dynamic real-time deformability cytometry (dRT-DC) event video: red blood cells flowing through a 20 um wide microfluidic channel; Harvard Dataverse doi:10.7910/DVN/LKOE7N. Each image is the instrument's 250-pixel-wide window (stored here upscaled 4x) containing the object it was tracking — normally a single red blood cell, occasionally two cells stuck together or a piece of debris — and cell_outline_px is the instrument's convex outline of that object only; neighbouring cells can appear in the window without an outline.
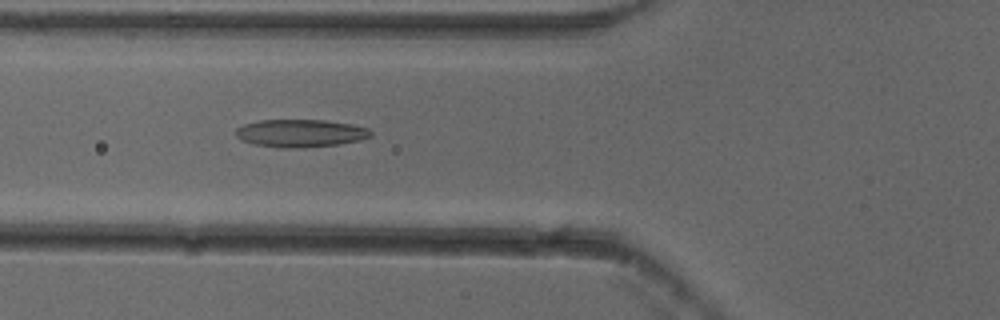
{"species": "common noctule bat (a hibernating species)", "species_latin": "Nyctalus noctula", "temperature_condition": "cold", "stored_images_in_passage": 54, "camera_frame_rate_fps": 3000, "um_per_image_px": 0.085, "animal": {"sex": "female"}, "frame": {"image": 1, "passage_image": 21, "time_ms": 6.667, "image_size_px": [1000, 320], "cell_outline_px": [[372, 136], [360, 140], [340, 144], [304, 148], [284, 148], [256, 144], [240, 140], [236, 136], [236, 128], [244, 124], [260, 120], [324, 120], [352, 124], [368, 128], [372, 132]], "centroid_in_image_um": [25.56, 11.32], "position_along_channel_um": 100.2, "area_um2": 21.91}}
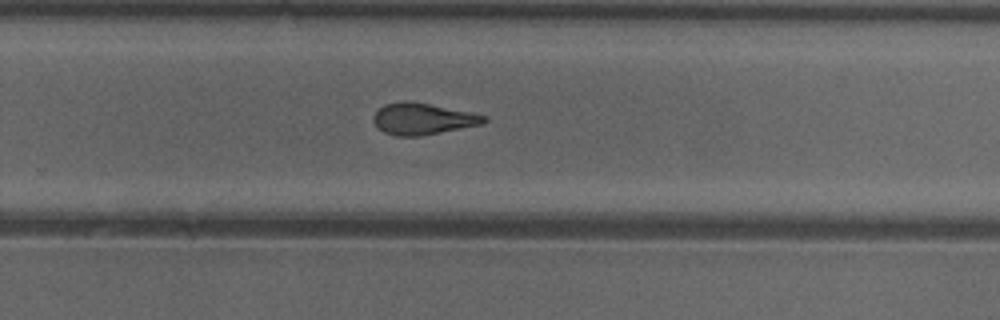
{"frame": {"image": 2, "passage_image": 36, "time_ms": 11.667, "image_size_px": [1000, 320], "cell_outline_px": [[488, 120], [480, 124], [420, 136], [396, 136], [384, 132], [376, 128], [372, 120], [372, 116], [384, 104], [428, 104], [488, 116]], "centroid_in_image_um": [35.9, 10.15], "position_along_channel_um": 293.9, "area_um2": 19.42}}
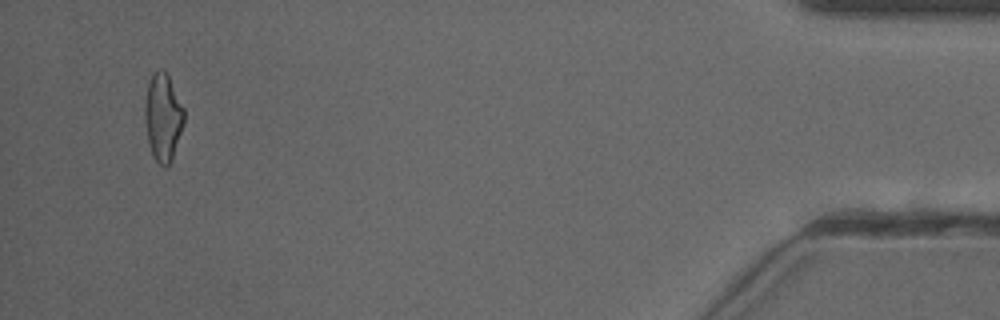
{"frame": {"image": 3, "passage_image": 52, "time_ms": 17.0, "image_size_px": [1000, 320], "cell_outline_px": [[184, 124], [172, 160], [168, 168], [164, 168], [156, 160], [148, 144], [144, 120], [144, 104], [148, 84], [152, 72], [156, 68], [164, 68], [184, 108]], "centroid_in_image_um": [13.84, 9.96], "position_along_channel_um": 421.4, "area_um2": 20.35}, "authors_computed_cell_mechanics": {"area_um2": 20.8369, "velocity_mm_per_s": 3.8625, "shape_relaxation_time_tau1_ms": null, "shape_relaxation_time_tau2_ms": 1.9066, "deformation_change_tau1": null, "deformation_change_tau2": 0.1}}